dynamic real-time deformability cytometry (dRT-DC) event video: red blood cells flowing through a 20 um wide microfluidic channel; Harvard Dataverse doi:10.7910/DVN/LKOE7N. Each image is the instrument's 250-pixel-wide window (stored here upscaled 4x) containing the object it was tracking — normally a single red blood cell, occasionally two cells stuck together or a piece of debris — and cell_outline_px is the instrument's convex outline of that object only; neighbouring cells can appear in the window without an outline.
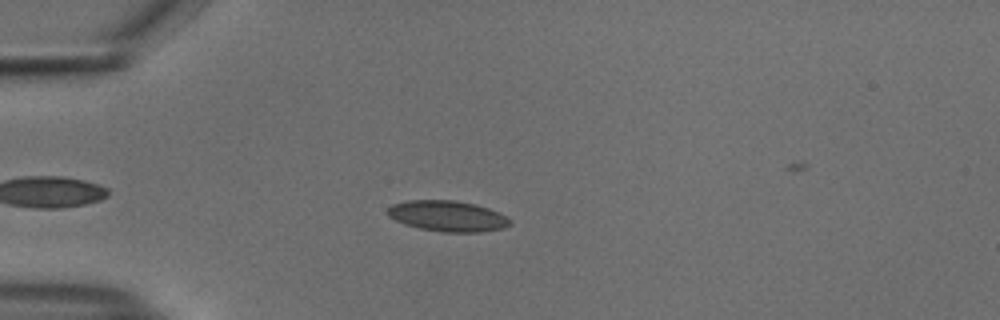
{"species": "common noctule bat (a hibernating species)", "species_latin": "Nyctalus noctula", "temperature_condition": "cold", "stored_images_in_passage": 47, "camera_frame_rate_fps": 3000, "um_per_image_px": 0.085, "animal": {"sex": "male", "body_mass_g": 18.8}, "frame": {"image": 1, "passage_image": 8, "time_ms": 2.333, "image_size_px": [1000, 320], "cell_outline_px": [[512, 224], [504, 228], [480, 232], [444, 232], [420, 228], [404, 224], [388, 216], [388, 208], [392, 204], [408, 200], [456, 200], [476, 204], [488, 208], [512, 220]], "centroid_in_image_um": [38.05, 18.36], "position_along_channel_um": 46.9, "area_um2": 21.91}}
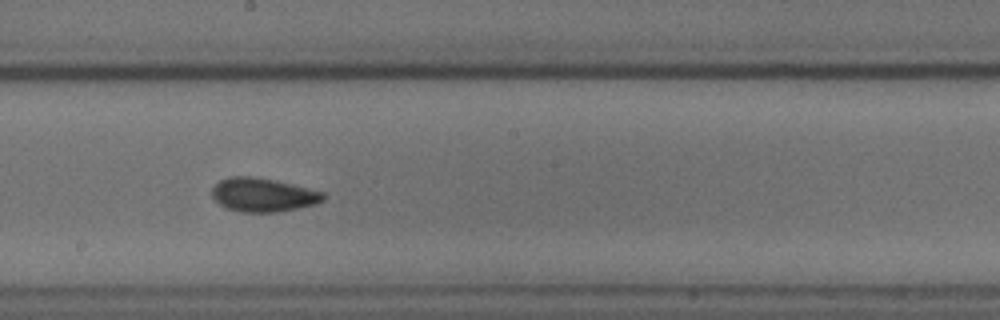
{"frame": {"image": 2, "passage_image": 24, "time_ms": 7.667, "image_size_px": [1000, 320], "cell_outline_px": [[324, 200], [316, 204], [280, 212], [240, 212], [224, 208], [212, 196], [212, 188], [220, 180], [228, 176], [252, 176], [276, 180], [324, 192]], "centroid_in_image_um": [22.35, 16.56], "position_along_channel_um": 225.9, "area_um2": 22.02}}
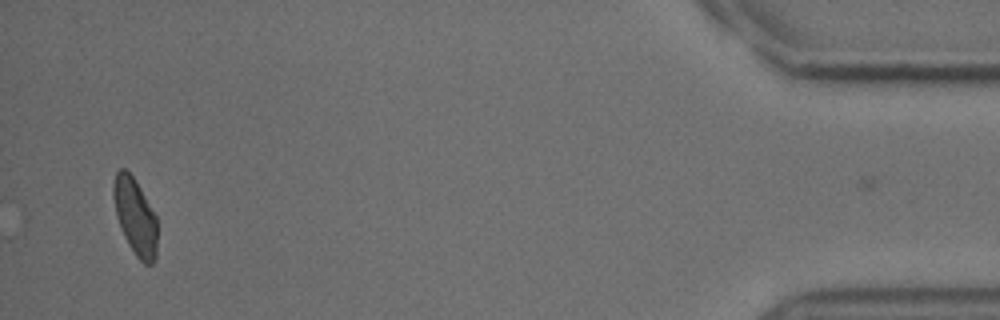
{"frame": {"image": 3, "passage_image": 46, "time_ms": 15.0, "image_size_px": [1000, 320], "cell_outline_px": [[156, 260], [152, 264], [144, 264], [136, 256], [128, 244], [120, 228], [116, 216], [112, 196], [112, 184], [116, 172], [120, 168], [124, 168], [132, 176], [140, 188], [156, 216]], "centroid_in_image_um": [11.46, 18.41], "position_along_channel_um": 423.7, "area_um2": 19.59}, "authors_computed_cell_mechanics": {"area_um2": 20.6924, "velocity_mm_per_s": 3.7275, "shape_relaxation_time_tau1_ms": 3.6871, "shape_relaxation_time_tau2_ms": 1.9703, "deformation_change_tau1": 0.0922, "deformation_change_tau2": 0.0577}}